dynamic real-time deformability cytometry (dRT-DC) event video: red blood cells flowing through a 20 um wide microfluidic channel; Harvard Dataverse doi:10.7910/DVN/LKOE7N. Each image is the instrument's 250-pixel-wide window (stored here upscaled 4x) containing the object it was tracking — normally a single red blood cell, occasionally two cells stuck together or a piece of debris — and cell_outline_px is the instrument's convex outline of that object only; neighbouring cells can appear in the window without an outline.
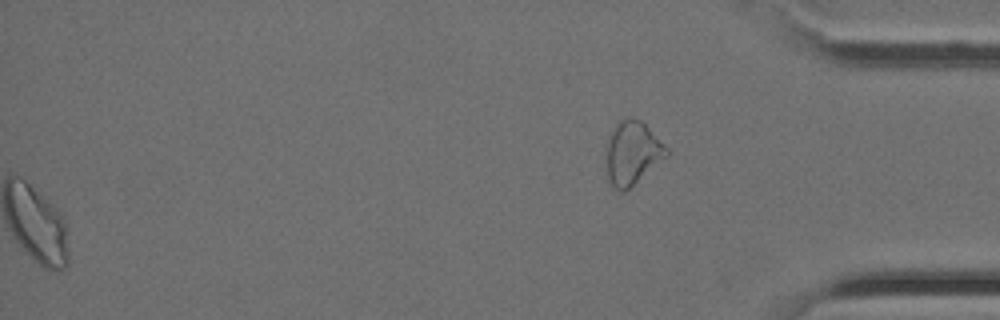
{"species": "Egyptian fruit bat (a non-hibernating species)", "species_latin": "Rousettus aegyptiacus", "temperature_condition": "cold", "stored_images_in_passage": 30, "segment_of_instrument_passage": [2, 2], "camera_frame_rate_fps": 3000, "um_per_image_px": 0.085, "animal": {"sex": "female"}, "frame": {"image": 1, "passage_image": 30, "time_ms": 9.667, "image_size_px": [1000, 320], "cell_outline_px": [[672, 152], [668, 156], [624, 192], [620, 192], [612, 188], [608, 180], [608, 140], [616, 124], [620, 120], [628, 116], [632, 116], [640, 120]], "centroid_in_image_um": [53.78, 13.01], "position_along_channel_um": 381.4, "area_um2": 22.02}}